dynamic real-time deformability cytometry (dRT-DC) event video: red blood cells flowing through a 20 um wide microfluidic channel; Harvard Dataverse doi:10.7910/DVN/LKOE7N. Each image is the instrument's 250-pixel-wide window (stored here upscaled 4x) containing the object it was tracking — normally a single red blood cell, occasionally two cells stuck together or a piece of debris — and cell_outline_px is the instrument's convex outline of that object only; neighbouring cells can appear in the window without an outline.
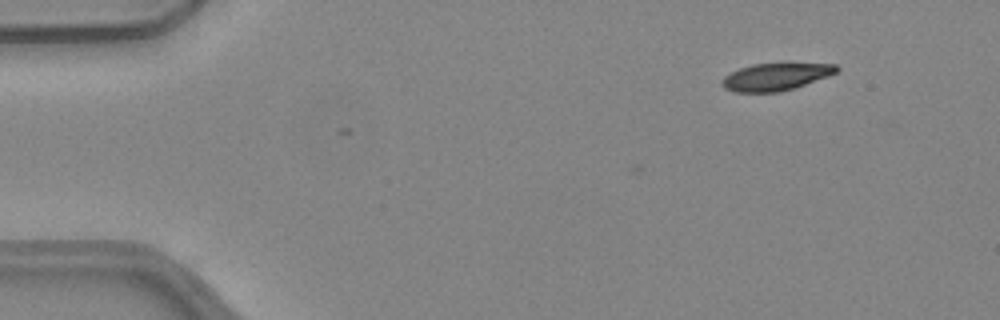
{"species": "common noctule bat (a hibernating species)", "species_latin": "Nyctalus noctula", "temperature_condition": "warm", "stored_images_in_passage": 39, "camera_frame_rate_fps": 3000, "um_per_image_px": 0.085, "animal": {"sex": "female", "body_mass_g": 24.6, "forearm_length_mm": 56.2}, "frame": {"image": 1, "passage_image": 1, "time_ms": 0.0, "image_size_px": [1000, 320], "cell_outline_px": [[840, 68], [836, 72], [828, 76], [792, 88], [776, 92], [736, 92], [724, 88], [720, 84], [720, 80], [724, 76], [740, 68], [752, 64], [836, 64]], "centroid_in_image_um": [65.88, 6.53], "position_along_channel_um": 19.1, "area_um2": 17.86}}
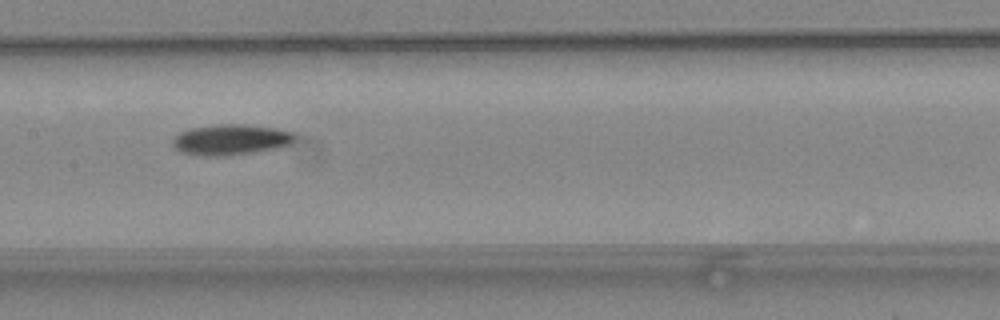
{"frame": {"image": 2, "passage_image": 21, "time_ms": 6.667, "image_size_px": [1000, 320], "cell_outline_px": [[296, 140], [280, 148], [224, 156], [204, 156], [180, 152], [172, 144], [172, 140], [180, 132], [188, 128], [216, 124], [244, 124], [276, 128], [296, 132]], "centroid_in_image_um": [19.64, 11.86], "position_along_channel_um": 187.8, "area_um2": 22.08}}
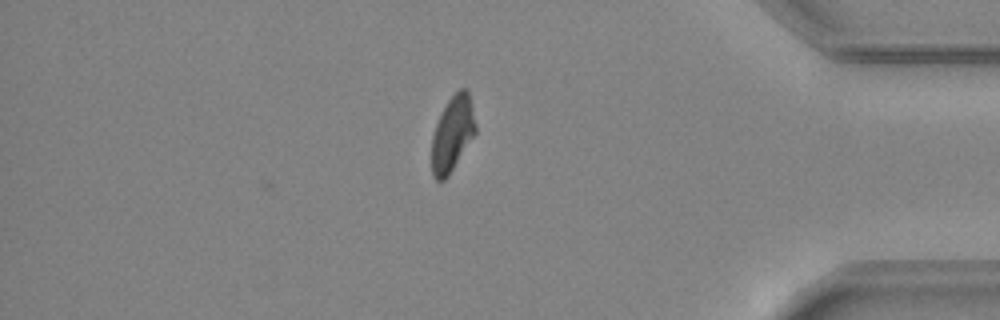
{"frame": {"image": 3, "passage_image": 39, "time_ms": 12.667, "image_size_px": [1000, 320], "cell_outline_px": [[476, 132], [448, 176], [444, 180], [436, 180], [432, 176], [432, 136], [436, 124], [448, 100], [460, 88], [468, 88], [472, 104], [476, 124]], "centroid_in_image_um": [38.47, 11.35], "position_along_channel_um": 396.7, "area_um2": 19.07}, "authors_computed_cell_mechanics": {"area_um2": 20.6924, "velocity_mm_per_s": 4.0345, "shape_relaxation_time_tau1_ms": 7.6561, "shape_relaxation_time_tau2_ms": 10.7562, "deformation_change_tau1": 0.2046, "deformation_change_tau2": 0.1862}}